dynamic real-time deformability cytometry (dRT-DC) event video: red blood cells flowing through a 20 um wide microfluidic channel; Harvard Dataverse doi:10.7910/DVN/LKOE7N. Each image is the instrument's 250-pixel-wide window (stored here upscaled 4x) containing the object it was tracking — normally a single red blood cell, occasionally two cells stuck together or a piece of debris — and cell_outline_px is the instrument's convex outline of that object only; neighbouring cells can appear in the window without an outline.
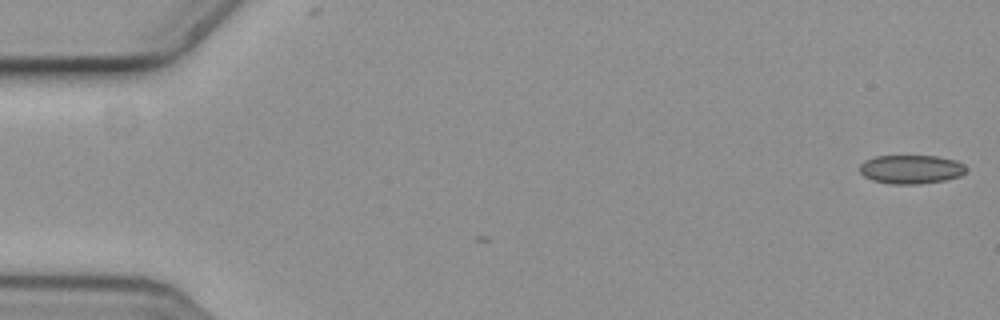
{"species": "common noctule bat (a hibernating species)", "species_latin": "Nyctalus noctula", "temperature_condition": "cold", "stored_images_in_passage": 6, "camera_frame_rate_fps": 3000, "um_per_image_px": 0.085, "animal": {"sex": "female", "body_mass_g": 19.3, "forearm_length_mm": 54.1}, "frame": {"image": 1, "passage_image": 1, "time_ms": 0.0, "image_size_px": [1000, 320], "cell_outline_px": [[968, 168], [960, 176], [944, 180], [916, 184], [892, 184], [872, 180], [864, 176], [860, 172], [860, 164], [864, 160], [876, 156], [936, 156], [952, 160], [964, 164]], "centroid_in_image_um": [77.41, 14.39], "position_along_channel_um": 7.6, "area_um2": 17.74}}
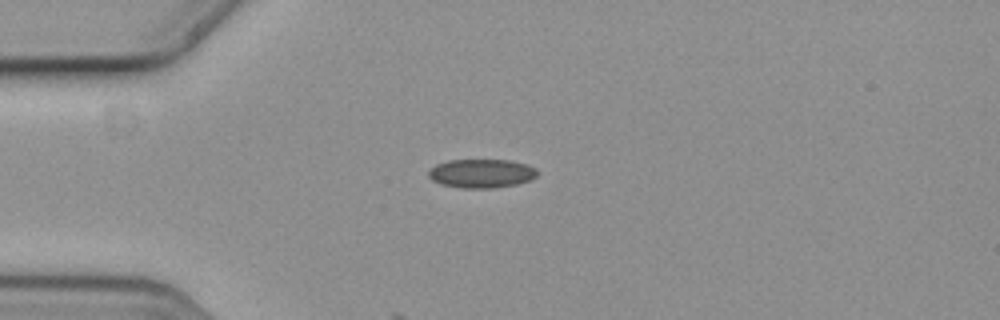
{"frame": {"image": 2, "passage_image": 5, "time_ms": 1.333, "image_size_px": [1000, 320], "cell_outline_px": [[536, 176], [528, 180], [516, 184], [492, 188], [460, 188], [440, 184], [432, 180], [428, 176], [428, 172], [436, 164], [448, 160], [508, 160], [528, 164], [536, 168]], "centroid_in_image_um": [40.9, 14.74], "position_along_channel_um": 44.1, "area_um2": 18.21}}